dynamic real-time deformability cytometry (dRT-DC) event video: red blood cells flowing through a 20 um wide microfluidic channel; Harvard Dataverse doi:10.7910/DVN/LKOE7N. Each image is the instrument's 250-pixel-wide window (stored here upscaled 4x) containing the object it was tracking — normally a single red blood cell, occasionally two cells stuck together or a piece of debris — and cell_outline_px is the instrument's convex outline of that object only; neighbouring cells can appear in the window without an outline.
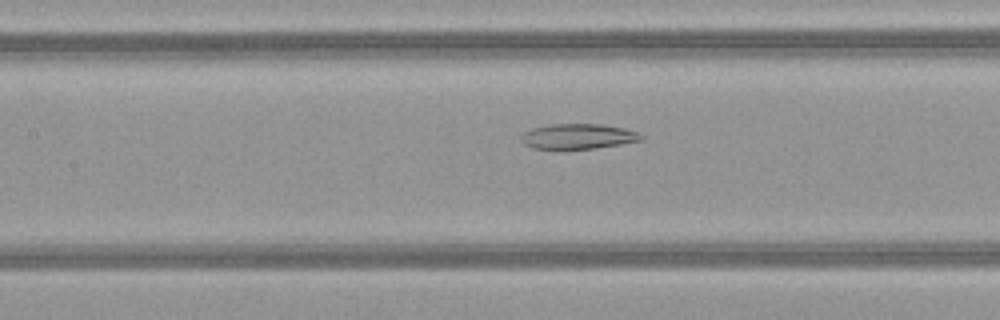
{"species": "common noctule bat (a hibernating species)", "species_latin": "Nyctalus noctula", "temperature_condition": "warm", "stored_images_in_passage": 32, "camera_frame_rate_fps": 3000, "um_per_image_px": 0.085, "animal": {"sex": "female", "body_mass_g": 21.9}, "frame": {"image": 1, "passage_image": 14, "time_ms": 4.333, "image_size_px": [1000, 320], "cell_outline_px": [[644, 136], [640, 140], [620, 144], [596, 148], [532, 148], [524, 144], [520, 140], [520, 136], [524, 132], [532, 128], [548, 124], [600, 124], [624, 128], [636, 132]], "centroid_in_image_um": [49.09, 11.58], "position_along_channel_um": 158.3, "area_um2": 17.4}}
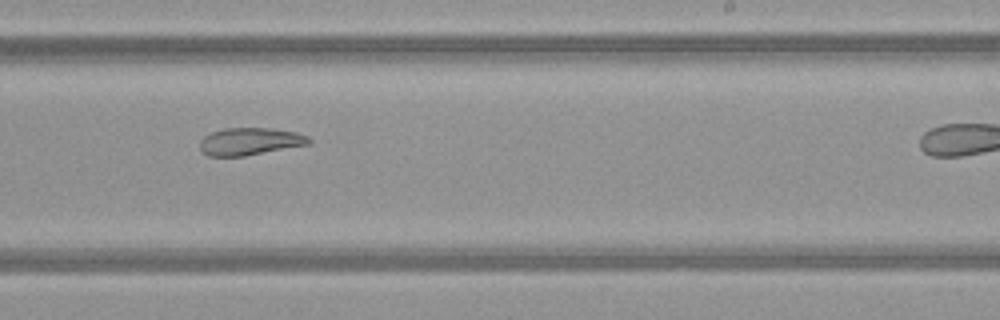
{"frame": {"image": 2, "passage_image": 22, "time_ms": 7.0, "image_size_px": [1000, 320], "cell_outline_px": [[312, 144], [244, 156], [208, 156], [200, 152], [200, 140], [204, 136], [212, 132], [224, 128], [272, 128], [296, 132], [308, 136], [312, 140]], "centroid_in_image_um": [21.26, 12.02], "position_along_channel_um": 267.7, "area_um2": 17.63}}
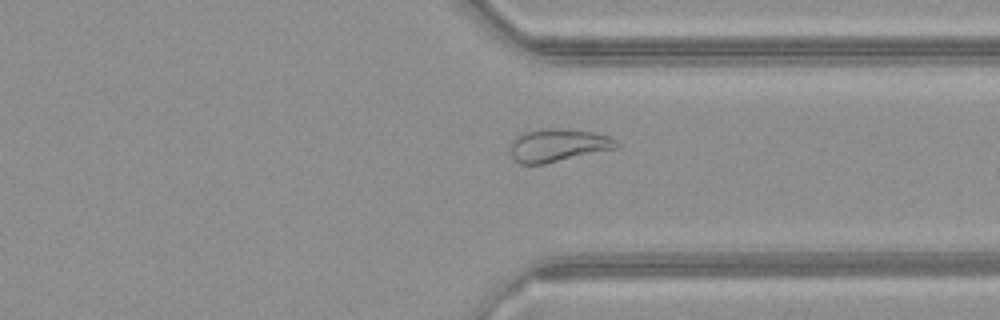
{"frame": {"image": 3, "passage_image": 29, "time_ms": 9.333, "image_size_px": [1000, 320], "cell_outline_px": [[620, 144], [616, 148], [544, 164], [520, 164], [508, 152], [508, 144], [520, 132], [544, 128], [556, 128], [592, 132], [608, 136], [616, 140]], "centroid_in_image_um": [47.34, 12.34], "position_along_channel_um": 364.1, "area_um2": 20.52}}